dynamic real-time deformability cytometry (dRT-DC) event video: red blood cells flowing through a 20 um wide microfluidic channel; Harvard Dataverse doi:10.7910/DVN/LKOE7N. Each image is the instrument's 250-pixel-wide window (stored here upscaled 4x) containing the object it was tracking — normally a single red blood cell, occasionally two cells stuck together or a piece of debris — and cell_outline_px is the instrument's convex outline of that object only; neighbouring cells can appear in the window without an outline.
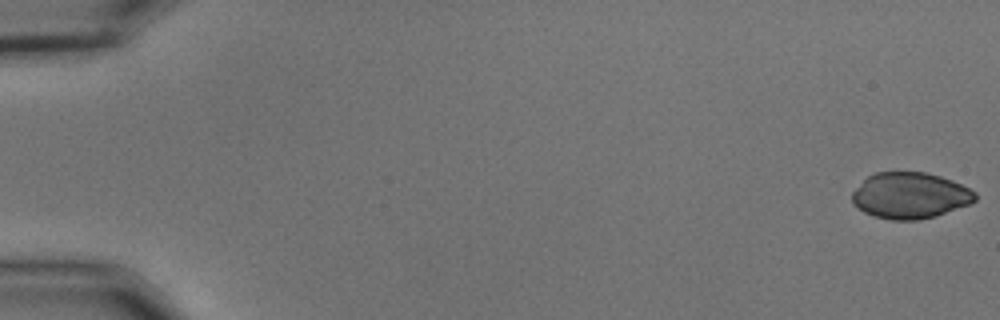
{"species": "common noctule bat (a hibernating species)", "species_latin": "Nyctalus noctula", "temperature_condition": "cold", "stored_images_in_passage": 56, "camera_frame_rate_fps": 3000, "um_per_image_px": 0.085, "animal": {"sex": "male", "body_mass_g": 15.6}, "frame": {"image": 1, "passage_image": 1, "time_ms": 0.0, "image_size_px": [1000, 320], "cell_outline_px": [[976, 200], [968, 204], [936, 216], [920, 220], [888, 220], [872, 216], [864, 212], [852, 204], [852, 192], [868, 176], [876, 172], [924, 172], [940, 176], [952, 180], [976, 192]], "centroid_in_image_um": [77.33, 16.63], "position_along_channel_um": 7.7, "area_um2": 33.12}}